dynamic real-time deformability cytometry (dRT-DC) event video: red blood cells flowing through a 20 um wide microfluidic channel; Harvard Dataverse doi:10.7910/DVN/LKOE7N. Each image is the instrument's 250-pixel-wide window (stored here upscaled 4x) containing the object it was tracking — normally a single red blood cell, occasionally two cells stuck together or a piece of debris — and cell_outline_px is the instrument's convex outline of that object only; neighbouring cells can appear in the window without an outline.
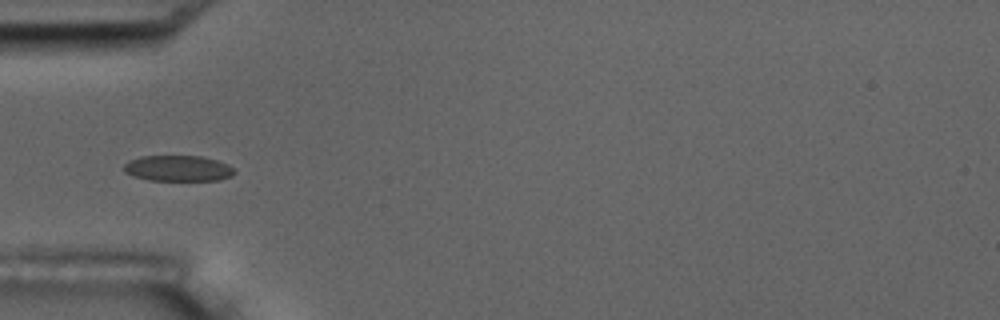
{"species": "common noctule bat (a hibernating species)", "species_latin": "Nyctalus noctula", "temperature_condition": "room temperature", "stored_images_in_passage": 14, "camera_frame_rate_fps": 3000, "um_per_image_px": 0.085, "animal": {"sex": "male", "body_mass_g": 17.5, "forearm_length_mm": 52.3}, "frame": {"image": 1, "passage_image": 5, "time_ms": 4.667, "image_size_px": [1000, 320], "cell_outline_px": [[236, 172], [232, 176], [220, 180], [148, 180], [132, 176], [124, 172], [124, 164], [128, 160], [140, 156], [200, 156], [216, 160], [228, 164]], "centroid_in_image_um": [15.11, 14.31], "position_along_channel_um": 69.9, "area_um2": 16.7}}
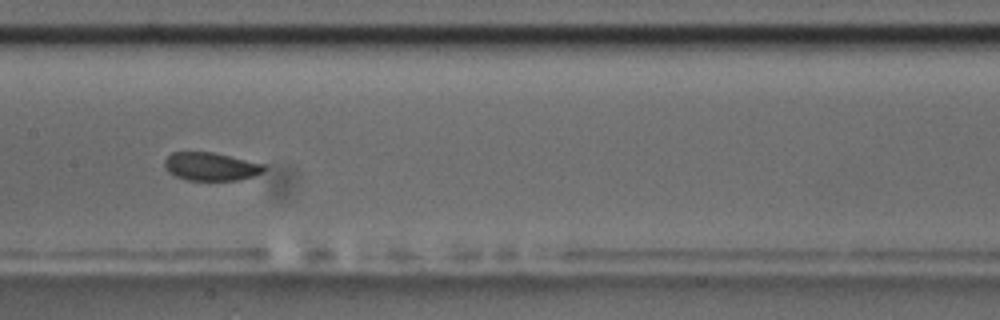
{"frame": {"image": 2, "passage_image": 8, "time_ms": 8.0, "image_size_px": [1000, 320], "cell_outline_px": [[268, 168], [264, 172], [240, 180], [188, 180], [176, 176], [168, 172], [164, 168], [164, 160], [172, 152], [212, 152], [264, 164]], "centroid_in_image_um": [17.92, 14.16], "position_along_channel_um": 189.5, "area_um2": 16.36}, "authors_computed_cell_mechanics": {"area_um2": 17.5134, "velocity_mm_per_s": 3.607, "shape_relaxation_time_tau1_ms": 3.0614, "shape_relaxation_time_tau2_ms": null, "deformation_change_tau1": 0.0563, "deformation_change_tau2": null}}